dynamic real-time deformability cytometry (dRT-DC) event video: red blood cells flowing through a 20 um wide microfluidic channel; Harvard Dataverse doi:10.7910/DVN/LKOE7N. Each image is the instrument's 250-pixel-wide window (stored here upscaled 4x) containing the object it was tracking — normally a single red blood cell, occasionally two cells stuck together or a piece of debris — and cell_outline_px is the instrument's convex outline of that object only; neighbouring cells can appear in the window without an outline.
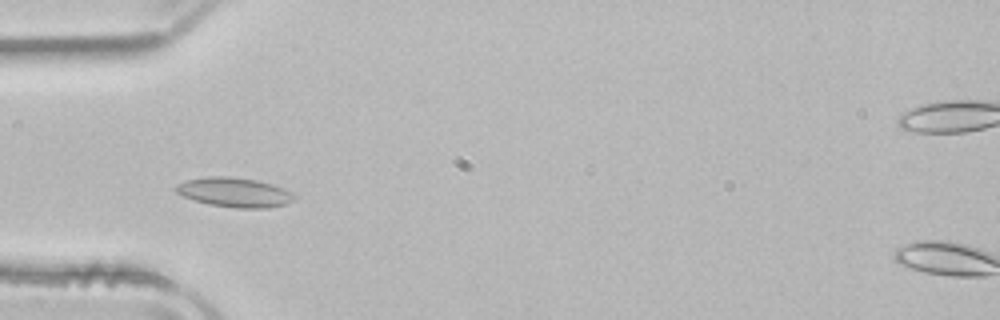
{"species": "common noctule bat (a hibernating species)", "species_latin": "Nyctalus noctula", "temperature_condition": "room temperature", "stored_images_in_passage": 44, "camera_frame_rate_fps": 3000, "um_per_image_px": 0.085, "animal": {"sex": "male", "body_mass_g": 21.5, "forearm_length_mm": 52.0}, "frame": {"image": 1, "passage_image": 8, "time_ms": 2.333, "image_size_px": [1000, 320], "cell_outline_px": [[296, 200], [288, 204], [268, 208], [236, 208], [208, 204], [184, 196], [176, 192], [176, 184], [188, 180], [208, 176], [228, 176], [256, 180], [272, 184], [296, 196]], "centroid_in_image_um": [19.95, 16.36], "position_along_channel_um": 65.0, "area_um2": 20.17}}
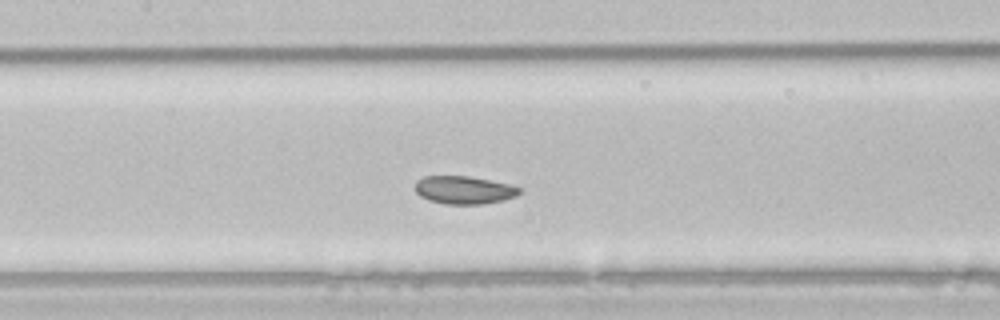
{"frame": {"image": 2, "passage_image": 16, "time_ms": 5.0, "image_size_px": [1000, 320], "cell_outline_px": [[520, 192], [516, 196], [504, 200], [484, 204], [444, 204], [428, 200], [420, 196], [416, 192], [416, 180], [424, 176], [468, 176], [512, 184], [520, 188]], "centroid_in_image_um": [39.45, 16.15], "position_along_channel_um": 168.0, "area_um2": 17.11}}
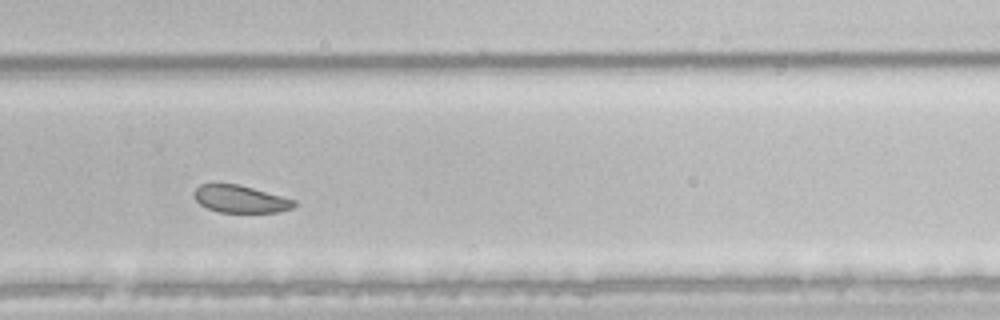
{"frame": {"image": 3, "passage_image": 27, "time_ms": 8.667, "image_size_px": [1000, 320], "cell_outline_px": [[296, 204], [292, 208], [280, 212], [220, 212], [208, 208], [200, 204], [196, 200], [196, 188], [200, 184], [212, 180], [236, 184], [252, 188], [296, 200]], "centroid_in_image_um": [20.4, 16.88], "position_along_channel_um": 309.4, "area_um2": 16.13}}